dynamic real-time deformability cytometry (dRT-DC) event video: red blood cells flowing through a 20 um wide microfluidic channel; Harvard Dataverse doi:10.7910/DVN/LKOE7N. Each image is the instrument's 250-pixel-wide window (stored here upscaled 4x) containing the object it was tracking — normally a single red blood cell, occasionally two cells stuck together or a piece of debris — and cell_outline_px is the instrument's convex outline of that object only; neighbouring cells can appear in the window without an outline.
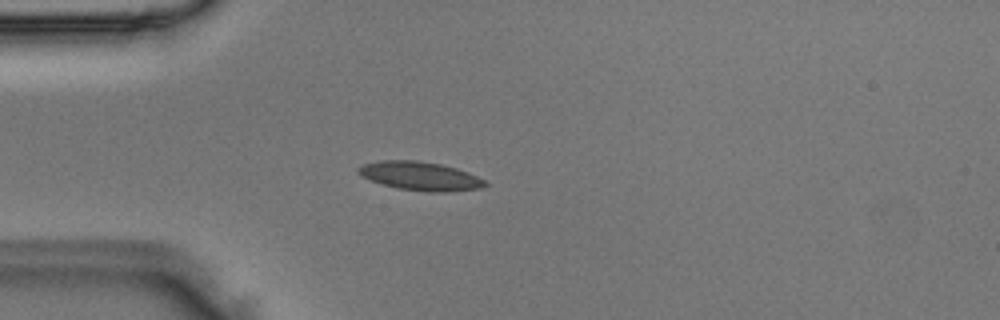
{"species": "Egyptian fruit bat (a non-hibernating species)", "species_latin": "Rousettus aegyptiacus", "temperature_condition": "room temperature", "stored_images_in_passage": 4, "camera_frame_rate_fps": 3000, "um_per_image_px": 0.085, "animal": {"sex": "male"}, "frame": {"image": 1, "passage_image": 3, "time_ms": 0.667, "image_size_px": [1000, 320], "cell_outline_px": [[488, 184], [480, 188], [444, 192], [428, 192], [396, 188], [380, 184], [356, 172], [356, 168], [364, 164], [380, 160], [416, 160], [440, 164], [456, 168], [468, 172], [484, 180]], "centroid_in_image_um": [35.69, 14.96], "position_along_channel_um": 49.3, "area_um2": 21.1}}